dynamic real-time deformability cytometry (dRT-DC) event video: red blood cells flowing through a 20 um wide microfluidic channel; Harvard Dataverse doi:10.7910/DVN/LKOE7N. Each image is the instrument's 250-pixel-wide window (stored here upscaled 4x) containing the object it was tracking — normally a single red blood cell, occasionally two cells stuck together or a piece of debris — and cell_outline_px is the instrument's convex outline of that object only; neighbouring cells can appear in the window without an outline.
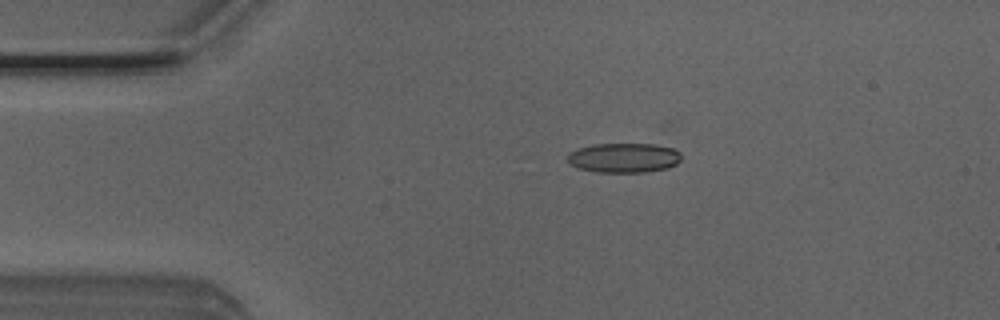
{"species": "Egyptian fruit bat (a non-hibernating species)", "species_latin": "Rousettus aegyptiacus", "temperature_condition": "room temperature", "stored_images_in_passage": 10, "camera_frame_rate_fps": 3000, "um_per_image_px": 0.085, "animal": {"sex": "male"}, "frame": {"image": 1, "passage_image": 1, "time_ms": 0.0, "image_size_px": [1000, 320], "cell_outline_px": [[680, 160], [676, 164], [668, 168], [644, 172], [596, 172], [576, 168], [568, 164], [568, 156], [576, 148], [596, 144], [656, 144], [672, 148], [680, 152]], "centroid_in_image_um": [53.01, 13.42], "position_along_channel_um": 32.0, "area_um2": 19.71}}
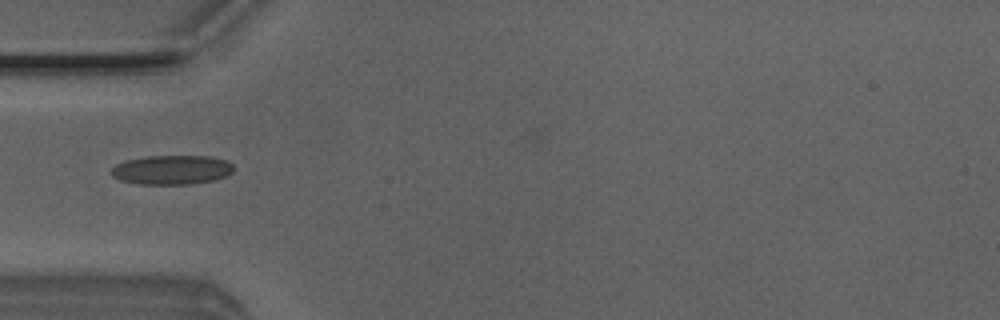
{"frame": {"image": 2, "passage_image": 7, "time_ms": 2.0, "image_size_px": [1000, 320], "cell_outline_px": [[232, 172], [228, 176], [212, 180], [192, 184], [140, 184], [120, 180], [112, 176], [112, 168], [116, 164], [124, 160], [148, 156], [208, 156], [224, 160], [232, 164]], "centroid_in_image_um": [14.58, 14.43], "position_along_channel_um": 70.4, "area_um2": 20.81}}